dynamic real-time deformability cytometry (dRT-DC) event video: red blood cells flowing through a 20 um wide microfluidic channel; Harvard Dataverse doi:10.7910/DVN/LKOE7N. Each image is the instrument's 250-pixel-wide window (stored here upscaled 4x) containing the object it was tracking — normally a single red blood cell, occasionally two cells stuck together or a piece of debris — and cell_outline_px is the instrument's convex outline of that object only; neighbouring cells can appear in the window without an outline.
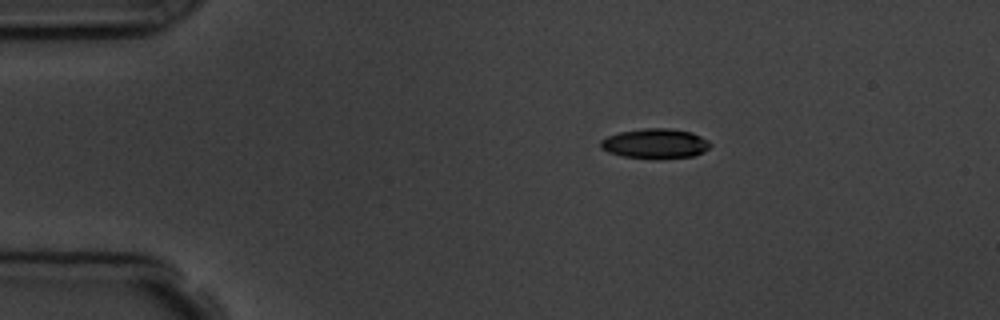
{"species": "common noctule bat (a hibernating species)", "species_latin": "Nyctalus noctula", "temperature_condition": "room temperature", "stored_images_in_passage": 4, "camera_frame_rate_fps": 3000, "um_per_image_px": 0.085, "animal": {"sex": "male", "body_mass_g": 19.5, "forearm_length_mm": 54.6}, "frame": {"image": 1, "passage_image": 1, "time_ms": 0.0, "image_size_px": [1000, 320], "cell_outline_px": [[712, 144], [704, 152], [696, 156], [660, 160], [656, 160], [624, 156], [608, 152], [600, 148], [600, 140], [608, 136], [620, 132], [644, 128], [668, 128], [692, 132], [708, 140]], "centroid_in_image_um": [55.72, 12.23], "position_along_channel_um": 29.3, "area_um2": 19.48}}
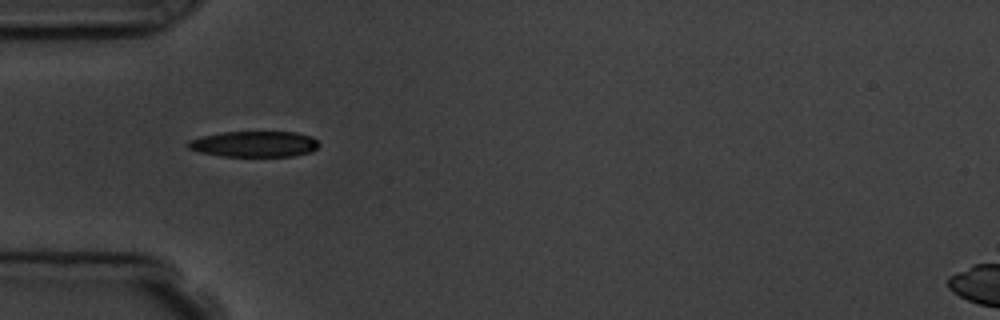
{"frame": {"image": 2, "passage_image": 3, "time_ms": 2.333, "image_size_px": [1000, 320], "cell_outline_px": [[320, 144], [312, 152], [292, 156], [220, 156], [200, 152], [188, 148], [188, 140], [200, 136], [224, 132], [296, 132], [312, 136]], "centroid_in_image_um": [21.62, 12.24], "position_along_channel_um": 63.4, "area_um2": 19.77}}